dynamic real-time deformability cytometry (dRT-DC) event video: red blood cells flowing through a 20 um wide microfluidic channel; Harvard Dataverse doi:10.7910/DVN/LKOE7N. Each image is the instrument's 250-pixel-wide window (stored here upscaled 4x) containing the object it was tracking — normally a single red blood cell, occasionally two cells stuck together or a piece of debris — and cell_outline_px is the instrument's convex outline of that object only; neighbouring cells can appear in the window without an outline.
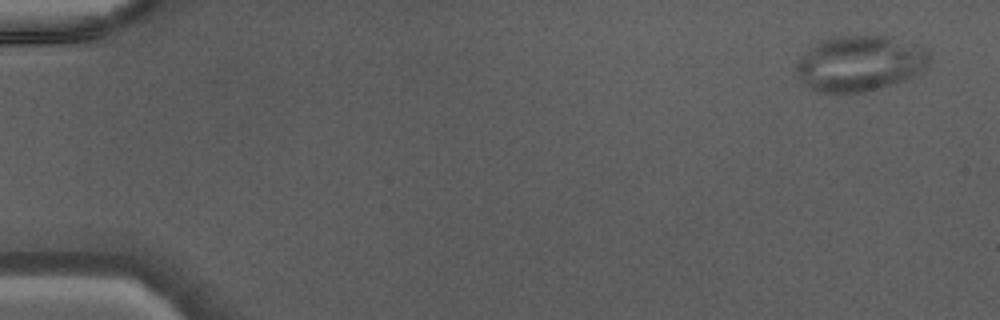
{"species": "Egyptian fruit bat (a non-hibernating species)", "species_latin": "Rousettus aegyptiacus", "temperature_condition": "warm", "stored_images_in_passage": 42, "camera_frame_rate_fps": 3000, "um_per_image_px": 0.085, "animal": {"sex": "male"}, "frame": {"image": 1, "passage_image": 1, "time_ms": 0.0, "image_size_px": [1000, 320], "cell_outline_px": [[928, 64], [920, 72], [904, 80], [864, 92], [816, 92], [808, 88], [800, 80], [796, 72], [796, 64], [800, 56], [804, 52], [828, 36], [892, 36], [928, 48]], "centroid_in_image_um": [73.06, 5.37], "position_along_channel_um": 11.9, "area_um2": 43.23}}
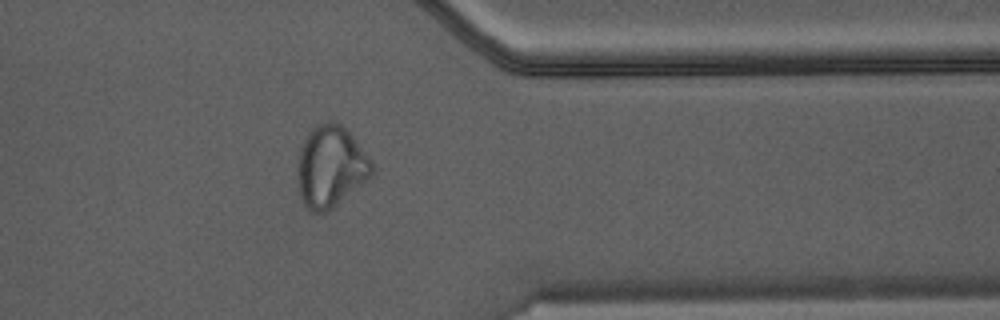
{"frame": {"image": 2, "passage_image": 36, "time_ms": 11.667, "image_size_px": [1000, 320], "cell_outline_px": [[376, 168], [372, 176], [332, 208], [324, 212], [312, 212], [304, 204], [300, 196], [300, 148], [304, 136], [316, 124], [328, 120], [332, 120], [340, 124], [352, 136]], "centroid_in_image_um": [28.13, 14.13], "position_along_channel_um": 383.3, "area_um2": 34.68}}